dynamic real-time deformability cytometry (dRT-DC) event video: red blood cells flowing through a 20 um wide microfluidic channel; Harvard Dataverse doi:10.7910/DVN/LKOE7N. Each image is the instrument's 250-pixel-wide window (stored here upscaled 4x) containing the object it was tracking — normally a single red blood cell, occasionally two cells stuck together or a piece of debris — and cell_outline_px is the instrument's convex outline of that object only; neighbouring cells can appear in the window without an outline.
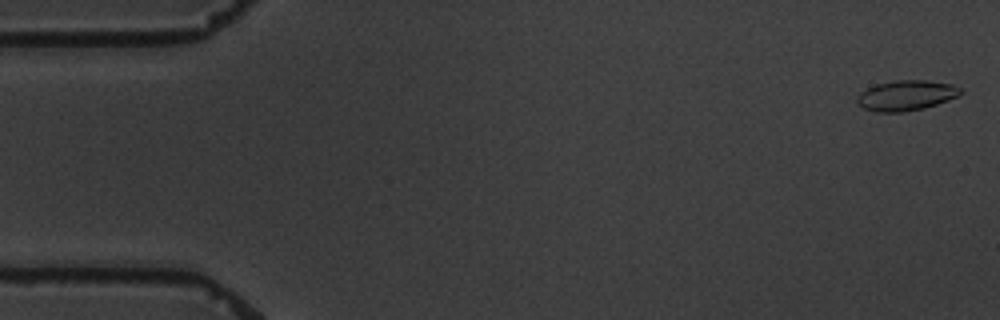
{"species": "common noctule bat (a hibernating species)", "species_latin": "Nyctalus noctula", "temperature_condition": "warm", "stored_images_in_passage": 9, "camera_frame_rate_fps": 3000, "um_per_image_px": 0.085, "animal": {"sex": "male", "body_mass_g": 19.5, "forearm_length_mm": 54.6}, "frame": {"image": 1, "passage_image": 1, "time_ms": 0.0, "image_size_px": [1000, 320], "cell_outline_px": [[964, 92], [948, 100], [924, 108], [900, 112], [876, 112], [864, 108], [856, 100], [856, 96], [860, 92], [876, 84], [896, 80], [924, 80], [952, 84], [960, 88]], "centroid_in_image_um": [77.01, 8.11], "position_along_channel_um": 8.0, "area_um2": 18.09}}
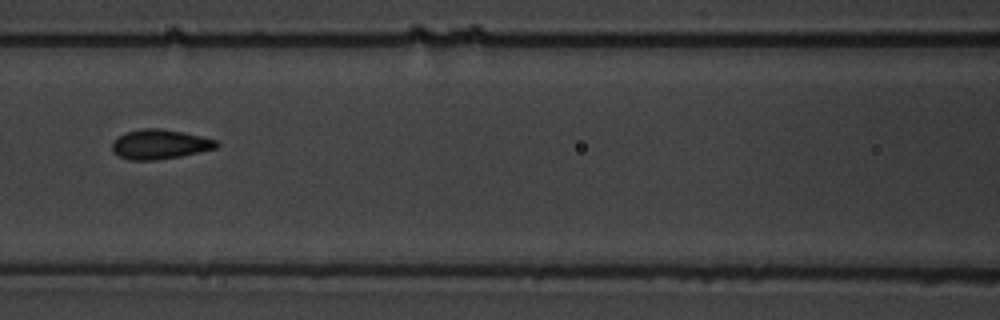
{"frame": {"image": 2, "passage_image": 7, "time_ms": 8.0, "image_size_px": [1000, 320], "cell_outline_px": [[220, 144], [216, 148], [180, 156], [156, 160], [128, 160], [112, 152], [112, 140], [128, 132], [144, 128], [160, 128], [184, 132], [216, 140]], "centroid_in_image_um": [13.57, 12.27], "position_along_channel_um": 153.0, "area_um2": 17.92}}
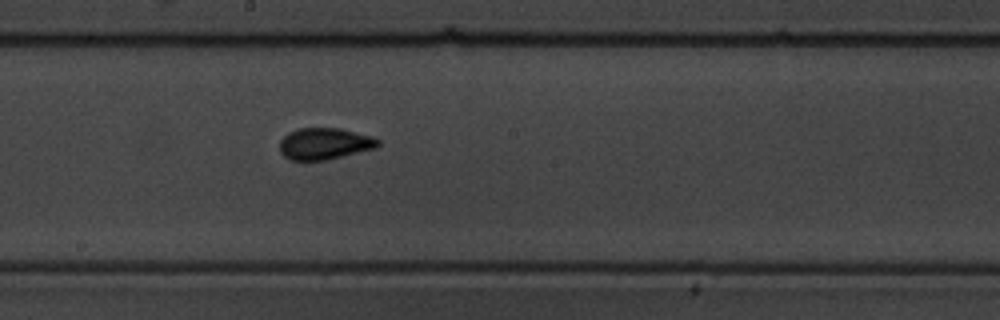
{"frame": {"image": 3, "passage_image": 9, "time_ms": 10.0, "image_size_px": [1000, 320], "cell_outline_px": [[380, 144], [376, 148], [328, 160], [288, 160], [280, 152], [280, 140], [288, 132], [296, 128], [340, 128], [372, 136], [380, 140]], "centroid_in_image_um": [27.58, 12.21], "position_along_channel_um": 220.6, "area_um2": 18.32}}